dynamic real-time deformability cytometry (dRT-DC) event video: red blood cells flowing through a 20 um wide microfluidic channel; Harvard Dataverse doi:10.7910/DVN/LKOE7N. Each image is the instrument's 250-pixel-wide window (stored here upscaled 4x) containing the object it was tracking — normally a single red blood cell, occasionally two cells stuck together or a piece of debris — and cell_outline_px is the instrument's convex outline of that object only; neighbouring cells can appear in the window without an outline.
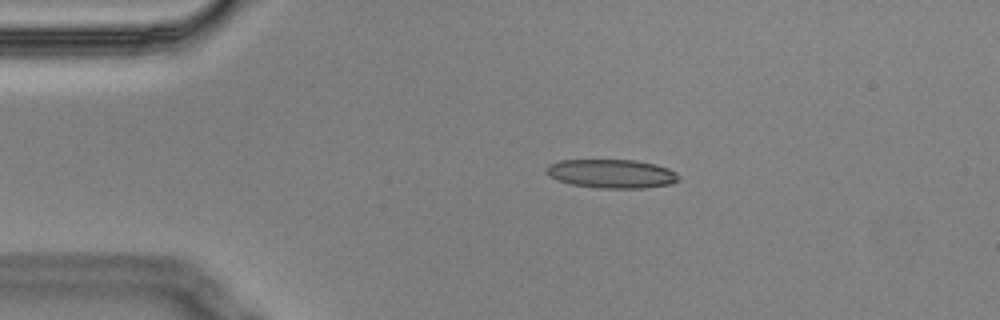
{"species": "Egyptian fruit bat (a non-hibernating species)", "species_latin": "Rousettus aegyptiacus", "temperature_condition": "cold", "stored_images_in_passage": 3, "camera_frame_rate_fps": 3000, "um_per_image_px": 0.085, "animal": {"sex": "male"}, "frame": {"image": 1, "passage_image": 2, "time_ms": 0.333, "image_size_px": [1000, 320], "cell_outline_px": [[680, 180], [672, 184], [644, 188], [600, 188], [572, 184], [548, 176], [548, 164], [560, 160], [636, 160], [656, 164], [668, 168], [676, 172], [680, 176]], "centroid_in_image_um": [52.06, 14.76], "position_along_channel_um": 32.9, "area_um2": 22.2}}